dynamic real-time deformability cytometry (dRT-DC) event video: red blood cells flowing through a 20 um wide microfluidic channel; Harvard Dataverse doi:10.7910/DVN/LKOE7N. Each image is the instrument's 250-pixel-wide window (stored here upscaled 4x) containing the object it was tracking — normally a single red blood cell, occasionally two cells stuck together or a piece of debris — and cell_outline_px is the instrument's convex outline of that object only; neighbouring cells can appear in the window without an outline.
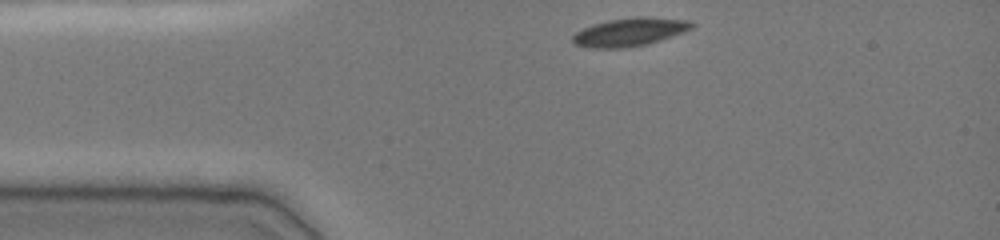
{"species": "common noctule bat (a hibernating species)", "species_latin": "Nyctalus noctula", "temperature_condition": "cold", "stored_images_in_passage": 34, "camera_frame_rate_fps": 3000, "um_per_image_px": 0.085, "animal": {"sex": "female", "body_mass_g": 19.0, "forearm_length_mm": 51.5}, "frame": {"image": 1, "passage_image": 1, "time_ms": 0.0, "image_size_px": [1000, 240], "cell_outline_px": [[696, 24], [692, 28], [672, 36], [648, 44], [624, 48], [592, 48], [572, 44], [572, 36], [576, 32], [592, 24], [608, 20], [636, 16], [644, 16], [692, 20]], "centroid_in_image_um": [53.53, 2.71], "position_along_channel_um": 31.5, "area_um2": 19.83}}
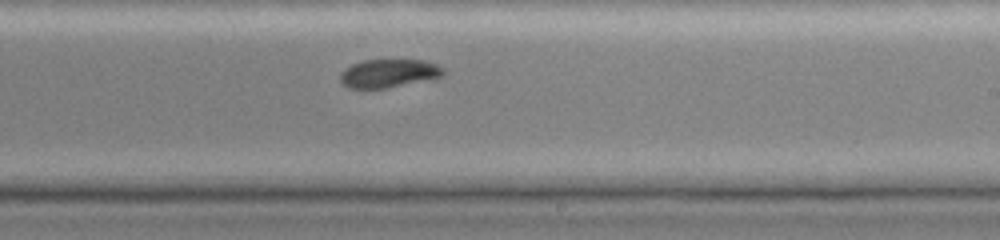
{"frame": {"image": 2, "passage_image": 21, "time_ms": 6.667, "image_size_px": [1000, 240], "cell_outline_px": [[444, 76], [436, 80], [388, 88], [348, 88], [340, 80], [340, 72], [344, 68], [352, 64], [364, 60], [424, 60], [436, 64], [444, 68]], "centroid_in_image_um": [33.11, 6.25], "position_along_channel_um": 255.9, "area_um2": 17.51}}
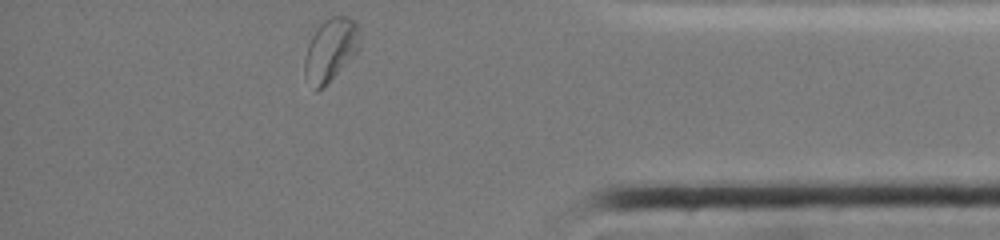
{"frame": {"image": 3, "passage_image": 34, "time_ms": 11.0, "image_size_px": [1000, 240], "cell_outline_px": [[360, 48], [316, 92], [304, 76], [304, 60], [308, 44], [316, 28], [324, 20], [332, 16], [348, 16], [356, 24]], "centroid_in_image_um": [28.05, 4.2], "position_along_channel_um": 407.2, "area_um2": 19.48}, "authors_computed_cell_mechanics": {"area_um2": 19.1896, "velocity_mm_per_s": 3.8703, "shape_relaxation_time_tau1_ms": 4.2599, "shape_relaxation_time_tau2_ms": 2.8696, "deformation_change_tau1": 0.113, "deformation_change_tau2": 0.0397}}